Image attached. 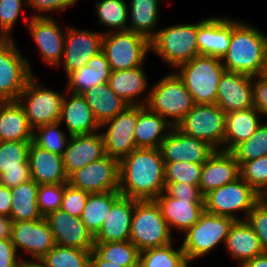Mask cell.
I'll return each instance as SVG.
<instances>
[{
	"instance_id": "cell-1",
	"label": "cell",
	"mask_w": 267,
	"mask_h": 267,
	"mask_svg": "<svg viewBox=\"0 0 267 267\" xmlns=\"http://www.w3.org/2000/svg\"><path fill=\"white\" fill-rule=\"evenodd\" d=\"M165 162L159 148H136L119 161V192L138 201L165 190Z\"/></svg>"
},
{
	"instance_id": "cell-2",
	"label": "cell",
	"mask_w": 267,
	"mask_h": 267,
	"mask_svg": "<svg viewBox=\"0 0 267 267\" xmlns=\"http://www.w3.org/2000/svg\"><path fill=\"white\" fill-rule=\"evenodd\" d=\"M267 34L244 21L231 19V40L227 53L221 59L226 71L262 75Z\"/></svg>"
},
{
	"instance_id": "cell-3",
	"label": "cell",
	"mask_w": 267,
	"mask_h": 267,
	"mask_svg": "<svg viewBox=\"0 0 267 267\" xmlns=\"http://www.w3.org/2000/svg\"><path fill=\"white\" fill-rule=\"evenodd\" d=\"M225 71L221 58L199 55L179 65L174 72L184 82L194 104H215Z\"/></svg>"
},
{
	"instance_id": "cell-4",
	"label": "cell",
	"mask_w": 267,
	"mask_h": 267,
	"mask_svg": "<svg viewBox=\"0 0 267 267\" xmlns=\"http://www.w3.org/2000/svg\"><path fill=\"white\" fill-rule=\"evenodd\" d=\"M151 86L146 106L176 127L194 106L184 82L176 73L170 72Z\"/></svg>"
},
{
	"instance_id": "cell-5",
	"label": "cell",
	"mask_w": 267,
	"mask_h": 267,
	"mask_svg": "<svg viewBox=\"0 0 267 267\" xmlns=\"http://www.w3.org/2000/svg\"><path fill=\"white\" fill-rule=\"evenodd\" d=\"M197 23H181L163 26L150 41L151 51L170 67L179 65L199 56L197 44Z\"/></svg>"
},
{
	"instance_id": "cell-6",
	"label": "cell",
	"mask_w": 267,
	"mask_h": 267,
	"mask_svg": "<svg viewBox=\"0 0 267 267\" xmlns=\"http://www.w3.org/2000/svg\"><path fill=\"white\" fill-rule=\"evenodd\" d=\"M160 206L155 200H135L130 241L139 251L171 244L173 239Z\"/></svg>"
},
{
	"instance_id": "cell-7",
	"label": "cell",
	"mask_w": 267,
	"mask_h": 267,
	"mask_svg": "<svg viewBox=\"0 0 267 267\" xmlns=\"http://www.w3.org/2000/svg\"><path fill=\"white\" fill-rule=\"evenodd\" d=\"M235 220L204 211L200 219L185 233L182 250L191 263L198 257H204L212 252L220 243L225 244L231 225Z\"/></svg>"
},
{
	"instance_id": "cell-8",
	"label": "cell",
	"mask_w": 267,
	"mask_h": 267,
	"mask_svg": "<svg viewBox=\"0 0 267 267\" xmlns=\"http://www.w3.org/2000/svg\"><path fill=\"white\" fill-rule=\"evenodd\" d=\"M102 51L111 71H120L144 66L151 47L150 41L144 36L124 30L104 33Z\"/></svg>"
},
{
	"instance_id": "cell-9",
	"label": "cell",
	"mask_w": 267,
	"mask_h": 267,
	"mask_svg": "<svg viewBox=\"0 0 267 267\" xmlns=\"http://www.w3.org/2000/svg\"><path fill=\"white\" fill-rule=\"evenodd\" d=\"M262 198L241 177L234 182L211 190L204 196L205 211L214 215L227 216L234 220H245L254 205ZM243 213V218L236 213Z\"/></svg>"
},
{
	"instance_id": "cell-10",
	"label": "cell",
	"mask_w": 267,
	"mask_h": 267,
	"mask_svg": "<svg viewBox=\"0 0 267 267\" xmlns=\"http://www.w3.org/2000/svg\"><path fill=\"white\" fill-rule=\"evenodd\" d=\"M13 39L0 41V101H17L34 75L30 62Z\"/></svg>"
},
{
	"instance_id": "cell-11",
	"label": "cell",
	"mask_w": 267,
	"mask_h": 267,
	"mask_svg": "<svg viewBox=\"0 0 267 267\" xmlns=\"http://www.w3.org/2000/svg\"><path fill=\"white\" fill-rule=\"evenodd\" d=\"M226 113L216 104H194L176 126L181 132L202 139L215 150L224 151Z\"/></svg>"
},
{
	"instance_id": "cell-12",
	"label": "cell",
	"mask_w": 267,
	"mask_h": 267,
	"mask_svg": "<svg viewBox=\"0 0 267 267\" xmlns=\"http://www.w3.org/2000/svg\"><path fill=\"white\" fill-rule=\"evenodd\" d=\"M65 93L44 88L36 76H32L17 101L23 107L32 129L59 122Z\"/></svg>"
},
{
	"instance_id": "cell-13",
	"label": "cell",
	"mask_w": 267,
	"mask_h": 267,
	"mask_svg": "<svg viewBox=\"0 0 267 267\" xmlns=\"http://www.w3.org/2000/svg\"><path fill=\"white\" fill-rule=\"evenodd\" d=\"M136 123L137 106H129L100 125L106 155L120 161L137 148L134 136Z\"/></svg>"
},
{
	"instance_id": "cell-14",
	"label": "cell",
	"mask_w": 267,
	"mask_h": 267,
	"mask_svg": "<svg viewBox=\"0 0 267 267\" xmlns=\"http://www.w3.org/2000/svg\"><path fill=\"white\" fill-rule=\"evenodd\" d=\"M26 21V29L33 37L43 63L59 68L63 58L64 38L66 31L50 15L49 17H31Z\"/></svg>"
},
{
	"instance_id": "cell-15",
	"label": "cell",
	"mask_w": 267,
	"mask_h": 267,
	"mask_svg": "<svg viewBox=\"0 0 267 267\" xmlns=\"http://www.w3.org/2000/svg\"><path fill=\"white\" fill-rule=\"evenodd\" d=\"M68 183L88 193L119 190V160L105 155L74 172Z\"/></svg>"
},
{
	"instance_id": "cell-16",
	"label": "cell",
	"mask_w": 267,
	"mask_h": 267,
	"mask_svg": "<svg viewBox=\"0 0 267 267\" xmlns=\"http://www.w3.org/2000/svg\"><path fill=\"white\" fill-rule=\"evenodd\" d=\"M64 51L60 65L64 67L65 74L86 66L90 59L102 50V37L104 32L65 28Z\"/></svg>"
},
{
	"instance_id": "cell-17",
	"label": "cell",
	"mask_w": 267,
	"mask_h": 267,
	"mask_svg": "<svg viewBox=\"0 0 267 267\" xmlns=\"http://www.w3.org/2000/svg\"><path fill=\"white\" fill-rule=\"evenodd\" d=\"M10 239L17 253L21 250L29 259H41L56 245L45 218L13 222Z\"/></svg>"
},
{
	"instance_id": "cell-18",
	"label": "cell",
	"mask_w": 267,
	"mask_h": 267,
	"mask_svg": "<svg viewBox=\"0 0 267 267\" xmlns=\"http://www.w3.org/2000/svg\"><path fill=\"white\" fill-rule=\"evenodd\" d=\"M164 162L203 164L215 151L207 142L194 138L172 127L159 147Z\"/></svg>"
},
{
	"instance_id": "cell-19",
	"label": "cell",
	"mask_w": 267,
	"mask_h": 267,
	"mask_svg": "<svg viewBox=\"0 0 267 267\" xmlns=\"http://www.w3.org/2000/svg\"><path fill=\"white\" fill-rule=\"evenodd\" d=\"M32 141H0V184L13 188L31 180L28 163Z\"/></svg>"
},
{
	"instance_id": "cell-20",
	"label": "cell",
	"mask_w": 267,
	"mask_h": 267,
	"mask_svg": "<svg viewBox=\"0 0 267 267\" xmlns=\"http://www.w3.org/2000/svg\"><path fill=\"white\" fill-rule=\"evenodd\" d=\"M44 218L48 222L57 245L92 251L95 244L94 237L82 222L81 217L58 209Z\"/></svg>"
},
{
	"instance_id": "cell-21",
	"label": "cell",
	"mask_w": 267,
	"mask_h": 267,
	"mask_svg": "<svg viewBox=\"0 0 267 267\" xmlns=\"http://www.w3.org/2000/svg\"><path fill=\"white\" fill-rule=\"evenodd\" d=\"M253 77L225 71L217 88L216 105L226 114L254 107Z\"/></svg>"
},
{
	"instance_id": "cell-22",
	"label": "cell",
	"mask_w": 267,
	"mask_h": 267,
	"mask_svg": "<svg viewBox=\"0 0 267 267\" xmlns=\"http://www.w3.org/2000/svg\"><path fill=\"white\" fill-rule=\"evenodd\" d=\"M155 201L170 231L176 229L179 235L191 228L205 211L204 199H178L165 191Z\"/></svg>"
},
{
	"instance_id": "cell-23",
	"label": "cell",
	"mask_w": 267,
	"mask_h": 267,
	"mask_svg": "<svg viewBox=\"0 0 267 267\" xmlns=\"http://www.w3.org/2000/svg\"><path fill=\"white\" fill-rule=\"evenodd\" d=\"M105 155L101 132L71 136L62 155L66 174L70 177L77 170Z\"/></svg>"
},
{
	"instance_id": "cell-24",
	"label": "cell",
	"mask_w": 267,
	"mask_h": 267,
	"mask_svg": "<svg viewBox=\"0 0 267 267\" xmlns=\"http://www.w3.org/2000/svg\"><path fill=\"white\" fill-rule=\"evenodd\" d=\"M240 177L239 163L230 151L215 150L203 163L199 182L200 193L234 182Z\"/></svg>"
},
{
	"instance_id": "cell-25",
	"label": "cell",
	"mask_w": 267,
	"mask_h": 267,
	"mask_svg": "<svg viewBox=\"0 0 267 267\" xmlns=\"http://www.w3.org/2000/svg\"><path fill=\"white\" fill-rule=\"evenodd\" d=\"M199 55L223 58L231 40V18L207 17L197 23Z\"/></svg>"
},
{
	"instance_id": "cell-26",
	"label": "cell",
	"mask_w": 267,
	"mask_h": 267,
	"mask_svg": "<svg viewBox=\"0 0 267 267\" xmlns=\"http://www.w3.org/2000/svg\"><path fill=\"white\" fill-rule=\"evenodd\" d=\"M59 122L65 123L70 136L96 133L100 125L81 94L65 90ZM70 96V97H69Z\"/></svg>"
},
{
	"instance_id": "cell-27",
	"label": "cell",
	"mask_w": 267,
	"mask_h": 267,
	"mask_svg": "<svg viewBox=\"0 0 267 267\" xmlns=\"http://www.w3.org/2000/svg\"><path fill=\"white\" fill-rule=\"evenodd\" d=\"M144 70L143 66H139L128 70L111 71L107 83L111 90L128 105L146 106L150 88L147 86L149 80H147ZM144 91H146V95ZM143 93L145 98L139 100V96Z\"/></svg>"
},
{
	"instance_id": "cell-28",
	"label": "cell",
	"mask_w": 267,
	"mask_h": 267,
	"mask_svg": "<svg viewBox=\"0 0 267 267\" xmlns=\"http://www.w3.org/2000/svg\"><path fill=\"white\" fill-rule=\"evenodd\" d=\"M135 199L120 196L110 208L94 242H121L130 240Z\"/></svg>"
},
{
	"instance_id": "cell-29",
	"label": "cell",
	"mask_w": 267,
	"mask_h": 267,
	"mask_svg": "<svg viewBox=\"0 0 267 267\" xmlns=\"http://www.w3.org/2000/svg\"><path fill=\"white\" fill-rule=\"evenodd\" d=\"M28 163L31 179L38 185L68 183L62 155L41 149L31 142Z\"/></svg>"
},
{
	"instance_id": "cell-30",
	"label": "cell",
	"mask_w": 267,
	"mask_h": 267,
	"mask_svg": "<svg viewBox=\"0 0 267 267\" xmlns=\"http://www.w3.org/2000/svg\"><path fill=\"white\" fill-rule=\"evenodd\" d=\"M227 253L241 267L246 261L264 252L259 239L246 220H235L224 244Z\"/></svg>"
},
{
	"instance_id": "cell-31",
	"label": "cell",
	"mask_w": 267,
	"mask_h": 267,
	"mask_svg": "<svg viewBox=\"0 0 267 267\" xmlns=\"http://www.w3.org/2000/svg\"><path fill=\"white\" fill-rule=\"evenodd\" d=\"M172 125L147 106H137V123L134 136L137 148H159L172 129Z\"/></svg>"
},
{
	"instance_id": "cell-32",
	"label": "cell",
	"mask_w": 267,
	"mask_h": 267,
	"mask_svg": "<svg viewBox=\"0 0 267 267\" xmlns=\"http://www.w3.org/2000/svg\"><path fill=\"white\" fill-rule=\"evenodd\" d=\"M111 69L106 55L101 50L94 55L86 66L68 73L65 89L69 92L82 94L93 86L108 82Z\"/></svg>"
},
{
	"instance_id": "cell-33",
	"label": "cell",
	"mask_w": 267,
	"mask_h": 267,
	"mask_svg": "<svg viewBox=\"0 0 267 267\" xmlns=\"http://www.w3.org/2000/svg\"><path fill=\"white\" fill-rule=\"evenodd\" d=\"M33 129L18 101H0V141H32Z\"/></svg>"
},
{
	"instance_id": "cell-34",
	"label": "cell",
	"mask_w": 267,
	"mask_h": 267,
	"mask_svg": "<svg viewBox=\"0 0 267 267\" xmlns=\"http://www.w3.org/2000/svg\"><path fill=\"white\" fill-rule=\"evenodd\" d=\"M263 117L254 107L226 114L224 151L250 138L263 123Z\"/></svg>"
},
{
	"instance_id": "cell-35",
	"label": "cell",
	"mask_w": 267,
	"mask_h": 267,
	"mask_svg": "<svg viewBox=\"0 0 267 267\" xmlns=\"http://www.w3.org/2000/svg\"><path fill=\"white\" fill-rule=\"evenodd\" d=\"M81 95L92 110L99 125L117 116L130 106L111 90L107 82L93 86Z\"/></svg>"
},
{
	"instance_id": "cell-36",
	"label": "cell",
	"mask_w": 267,
	"mask_h": 267,
	"mask_svg": "<svg viewBox=\"0 0 267 267\" xmlns=\"http://www.w3.org/2000/svg\"><path fill=\"white\" fill-rule=\"evenodd\" d=\"M160 0H131L127 13V30L151 41L157 34Z\"/></svg>"
},
{
	"instance_id": "cell-37",
	"label": "cell",
	"mask_w": 267,
	"mask_h": 267,
	"mask_svg": "<svg viewBox=\"0 0 267 267\" xmlns=\"http://www.w3.org/2000/svg\"><path fill=\"white\" fill-rule=\"evenodd\" d=\"M38 184L32 179L11 188V212L13 222L42 219L36 197Z\"/></svg>"
},
{
	"instance_id": "cell-38",
	"label": "cell",
	"mask_w": 267,
	"mask_h": 267,
	"mask_svg": "<svg viewBox=\"0 0 267 267\" xmlns=\"http://www.w3.org/2000/svg\"><path fill=\"white\" fill-rule=\"evenodd\" d=\"M121 196L118 190L90 193L83 209L81 220L95 237L102 228L113 203Z\"/></svg>"
},
{
	"instance_id": "cell-39",
	"label": "cell",
	"mask_w": 267,
	"mask_h": 267,
	"mask_svg": "<svg viewBox=\"0 0 267 267\" xmlns=\"http://www.w3.org/2000/svg\"><path fill=\"white\" fill-rule=\"evenodd\" d=\"M92 252L100 259L123 267H137L140 251L129 241L95 242Z\"/></svg>"
},
{
	"instance_id": "cell-40",
	"label": "cell",
	"mask_w": 267,
	"mask_h": 267,
	"mask_svg": "<svg viewBox=\"0 0 267 267\" xmlns=\"http://www.w3.org/2000/svg\"><path fill=\"white\" fill-rule=\"evenodd\" d=\"M174 244L176 241L166 246L140 251L139 265L141 267H188L189 262L181 245L175 249Z\"/></svg>"
},
{
	"instance_id": "cell-41",
	"label": "cell",
	"mask_w": 267,
	"mask_h": 267,
	"mask_svg": "<svg viewBox=\"0 0 267 267\" xmlns=\"http://www.w3.org/2000/svg\"><path fill=\"white\" fill-rule=\"evenodd\" d=\"M95 6L98 25L109 28L104 33L127 30L128 3L125 0H100Z\"/></svg>"
},
{
	"instance_id": "cell-42",
	"label": "cell",
	"mask_w": 267,
	"mask_h": 267,
	"mask_svg": "<svg viewBox=\"0 0 267 267\" xmlns=\"http://www.w3.org/2000/svg\"><path fill=\"white\" fill-rule=\"evenodd\" d=\"M91 251L55 245L41 259L48 267H90Z\"/></svg>"
},
{
	"instance_id": "cell-43",
	"label": "cell",
	"mask_w": 267,
	"mask_h": 267,
	"mask_svg": "<svg viewBox=\"0 0 267 267\" xmlns=\"http://www.w3.org/2000/svg\"><path fill=\"white\" fill-rule=\"evenodd\" d=\"M60 126L61 123L56 122L37 127L33 130L32 142L41 149L63 155L71 136Z\"/></svg>"
},
{
	"instance_id": "cell-44",
	"label": "cell",
	"mask_w": 267,
	"mask_h": 267,
	"mask_svg": "<svg viewBox=\"0 0 267 267\" xmlns=\"http://www.w3.org/2000/svg\"><path fill=\"white\" fill-rule=\"evenodd\" d=\"M230 152L239 164L267 155V123L263 122L249 139L239 143Z\"/></svg>"
},
{
	"instance_id": "cell-45",
	"label": "cell",
	"mask_w": 267,
	"mask_h": 267,
	"mask_svg": "<svg viewBox=\"0 0 267 267\" xmlns=\"http://www.w3.org/2000/svg\"><path fill=\"white\" fill-rule=\"evenodd\" d=\"M240 177L262 197H267V155L239 164Z\"/></svg>"
},
{
	"instance_id": "cell-46",
	"label": "cell",
	"mask_w": 267,
	"mask_h": 267,
	"mask_svg": "<svg viewBox=\"0 0 267 267\" xmlns=\"http://www.w3.org/2000/svg\"><path fill=\"white\" fill-rule=\"evenodd\" d=\"M202 166L190 162H165V183L184 182L199 186Z\"/></svg>"
},
{
	"instance_id": "cell-47",
	"label": "cell",
	"mask_w": 267,
	"mask_h": 267,
	"mask_svg": "<svg viewBox=\"0 0 267 267\" xmlns=\"http://www.w3.org/2000/svg\"><path fill=\"white\" fill-rule=\"evenodd\" d=\"M64 194V183L41 184L37 189V205L43 218L61 207Z\"/></svg>"
},
{
	"instance_id": "cell-48",
	"label": "cell",
	"mask_w": 267,
	"mask_h": 267,
	"mask_svg": "<svg viewBox=\"0 0 267 267\" xmlns=\"http://www.w3.org/2000/svg\"><path fill=\"white\" fill-rule=\"evenodd\" d=\"M27 0H0V34L3 38H13L12 31Z\"/></svg>"
},
{
	"instance_id": "cell-49",
	"label": "cell",
	"mask_w": 267,
	"mask_h": 267,
	"mask_svg": "<svg viewBox=\"0 0 267 267\" xmlns=\"http://www.w3.org/2000/svg\"><path fill=\"white\" fill-rule=\"evenodd\" d=\"M259 239L264 252H267V197H262L245 218Z\"/></svg>"
},
{
	"instance_id": "cell-50",
	"label": "cell",
	"mask_w": 267,
	"mask_h": 267,
	"mask_svg": "<svg viewBox=\"0 0 267 267\" xmlns=\"http://www.w3.org/2000/svg\"><path fill=\"white\" fill-rule=\"evenodd\" d=\"M90 193L64 183V194L60 209L70 215L81 217L87 198Z\"/></svg>"
},
{
	"instance_id": "cell-51",
	"label": "cell",
	"mask_w": 267,
	"mask_h": 267,
	"mask_svg": "<svg viewBox=\"0 0 267 267\" xmlns=\"http://www.w3.org/2000/svg\"><path fill=\"white\" fill-rule=\"evenodd\" d=\"M79 0H27V8H31L34 14L31 17H49L53 11H63L74 6ZM37 12V13H36ZM47 14V15H46Z\"/></svg>"
},
{
	"instance_id": "cell-52",
	"label": "cell",
	"mask_w": 267,
	"mask_h": 267,
	"mask_svg": "<svg viewBox=\"0 0 267 267\" xmlns=\"http://www.w3.org/2000/svg\"><path fill=\"white\" fill-rule=\"evenodd\" d=\"M254 108L267 118V78L262 75L253 77Z\"/></svg>"
},
{
	"instance_id": "cell-53",
	"label": "cell",
	"mask_w": 267,
	"mask_h": 267,
	"mask_svg": "<svg viewBox=\"0 0 267 267\" xmlns=\"http://www.w3.org/2000/svg\"><path fill=\"white\" fill-rule=\"evenodd\" d=\"M165 192L178 199H204L200 193L199 186L190 185L184 182L165 183Z\"/></svg>"
},
{
	"instance_id": "cell-54",
	"label": "cell",
	"mask_w": 267,
	"mask_h": 267,
	"mask_svg": "<svg viewBox=\"0 0 267 267\" xmlns=\"http://www.w3.org/2000/svg\"><path fill=\"white\" fill-rule=\"evenodd\" d=\"M22 260L10 238L0 239V267H20Z\"/></svg>"
},
{
	"instance_id": "cell-55",
	"label": "cell",
	"mask_w": 267,
	"mask_h": 267,
	"mask_svg": "<svg viewBox=\"0 0 267 267\" xmlns=\"http://www.w3.org/2000/svg\"><path fill=\"white\" fill-rule=\"evenodd\" d=\"M11 205V189L0 184V215L10 217Z\"/></svg>"
},
{
	"instance_id": "cell-56",
	"label": "cell",
	"mask_w": 267,
	"mask_h": 267,
	"mask_svg": "<svg viewBox=\"0 0 267 267\" xmlns=\"http://www.w3.org/2000/svg\"><path fill=\"white\" fill-rule=\"evenodd\" d=\"M13 221L8 216L0 215V239L11 237V228Z\"/></svg>"
},
{
	"instance_id": "cell-57",
	"label": "cell",
	"mask_w": 267,
	"mask_h": 267,
	"mask_svg": "<svg viewBox=\"0 0 267 267\" xmlns=\"http://www.w3.org/2000/svg\"><path fill=\"white\" fill-rule=\"evenodd\" d=\"M241 267H267V252L246 261Z\"/></svg>"
},
{
	"instance_id": "cell-58",
	"label": "cell",
	"mask_w": 267,
	"mask_h": 267,
	"mask_svg": "<svg viewBox=\"0 0 267 267\" xmlns=\"http://www.w3.org/2000/svg\"><path fill=\"white\" fill-rule=\"evenodd\" d=\"M90 267H123L110 261L100 260L92 251L90 257Z\"/></svg>"
},
{
	"instance_id": "cell-59",
	"label": "cell",
	"mask_w": 267,
	"mask_h": 267,
	"mask_svg": "<svg viewBox=\"0 0 267 267\" xmlns=\"http://www.w3.org/2000/svg\"><path fill=\"white\" fill-rule=\"evenodd\" d=\"M20 267H48L42 259H23Z\"/></svg>"
},
{
	"instance_id": "cell-60",
	"label": "cell",
	"mask_w": 267,
	"mask_h": 267,
	"mask_svg": "<svg viewBox=\"0 0 267 267\" xmlns=\"http://www.w3.org/2000/svg\"><path fill=\"white\" fill-rule=\"evenodd\" d=\"M262 76L267 78V45H266V48H265L264 69H263V72H262Z\"/></svg>"
}]
</instances>
